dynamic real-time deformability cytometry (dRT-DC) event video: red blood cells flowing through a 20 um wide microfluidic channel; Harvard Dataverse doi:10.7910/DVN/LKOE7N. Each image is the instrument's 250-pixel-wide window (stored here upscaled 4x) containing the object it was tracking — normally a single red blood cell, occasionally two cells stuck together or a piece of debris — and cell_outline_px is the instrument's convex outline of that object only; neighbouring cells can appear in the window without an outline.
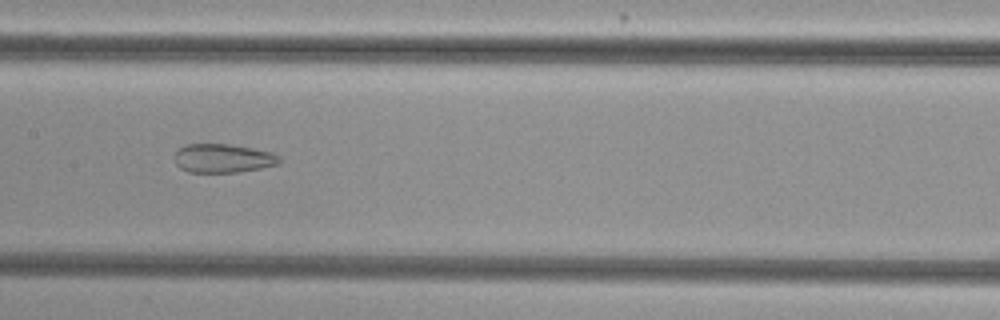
{"species": "common noctule bat (a hibernating species)", "species_latin": "Nyctalus noctula", "temperature_condition": "cold", "stored_images_in_passage": 52, "camera_frame_rate_fps": 3000, "um_per_image_px": 0.085, "animal": {"sex": "female", "body_mass_g": 29.2, "forearm_length_mm": 56.3}, "frame": {"image": 1, "passage_image": 28, "time_ms": 9.0, "image_size_px": [1000, 320], "cell_outline_px": [[280, 164], [260, 168], [236, 172], [188, 172], [180, 168], [176, 164], [176, 152], [180, 148], [188, 144], [228, 144], [252, 148], [272, 152], [280, 156]], "centroid_in_image_um": [18.98, 13.46], "position_along_channel_um": 188.4, "area_um2": 17.46}}
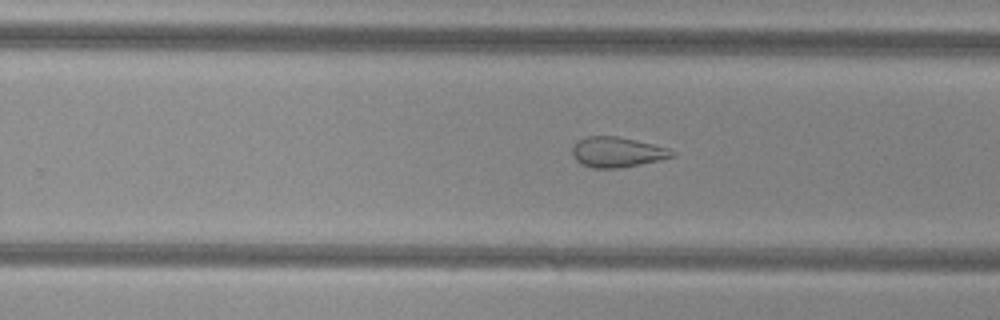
{"frame": {"image": 2, "passage_image": 35, "time_ms": 11.333, "image_size_px": [1000, 320], "cell_outline_px": [[676, 156], [660, 160], [620, 168], [592, 168], [580, 164], [576, 160], [572, 152], [572, 148], [580, 140], [588, 136], [616, 136], [652, 144], [668, 148], [676, 152]], "centroid_in_image_um": [52.48, 12.94], "position_along_channel_um": 277.3, "area_um2": 17.46}}
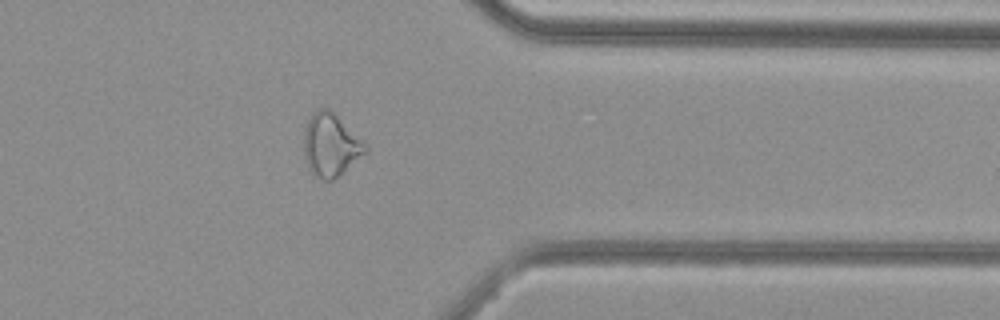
{"frame": {"image": 3, "passage_image": 44, "time_ms": 14.333, "image_size_px": [1000, 320], "cell_outline_px": [[368, 152], [344, 172], [332, 180], [324, 180], [312, 176], [304, 156], [304, 132], [308, 120], [312, 112], [316, 108], [328, 108], [368, 144]], "centroid_in_image_um": [28.12, 12.34], "position_along_channel_um": 383.3, "area_um2": 22.83}, "authors_computed_cell_mechanics": {"area_um2": 23.409, "velocity_mm_per_s": 3.8223, "shape_relaxation_time_tau1_ms": null, "shape_relaxation_time_tau2_ms": 2.1489, "deformation_change_tau1": null, "deformation_change_tau2": 0.0987}}